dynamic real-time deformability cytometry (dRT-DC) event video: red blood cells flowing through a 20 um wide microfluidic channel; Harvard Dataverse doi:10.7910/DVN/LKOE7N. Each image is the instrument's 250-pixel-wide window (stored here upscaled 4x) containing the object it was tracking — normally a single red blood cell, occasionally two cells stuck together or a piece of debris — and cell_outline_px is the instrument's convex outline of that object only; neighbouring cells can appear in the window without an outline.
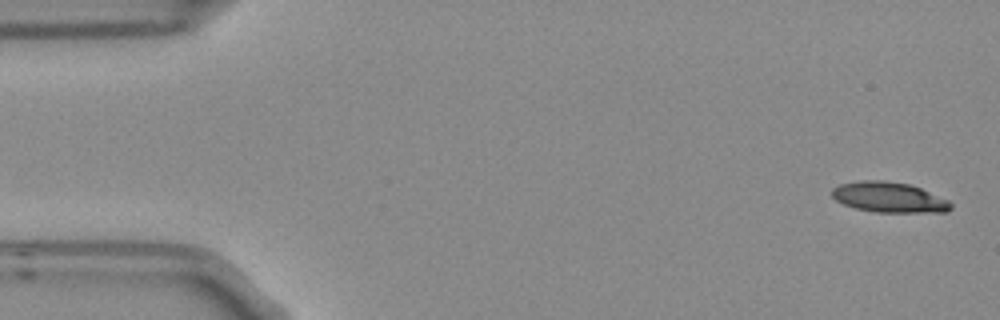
{"species": "Egyptian fruit bat (a non-hibernating species)", "species_latin": "Rousettus aegyptiacus", "temperature_condition": "room temperature", "stored_images_in_passage": 4, "camera_frame_rate_fps": 3000, "um_per_image_px": 0.085, "frame": {"image": 1, "passage_image": 1, "time_ms": 0.0, "image_size_px": [1000, 320], "cell_outline_px": [[952, 208], [948, 212], [876, 212], [856, 208], [844, 204], [836, 200], [832, 196], [832, 188], [840, 184], [860, 180], [884, 180], [912, 184], [948, 200], [952, 204]], "centroid_in_image_um": [75.58, 16.76], "position_along_channel_um": 9.4, "area_um2": 21.1}}
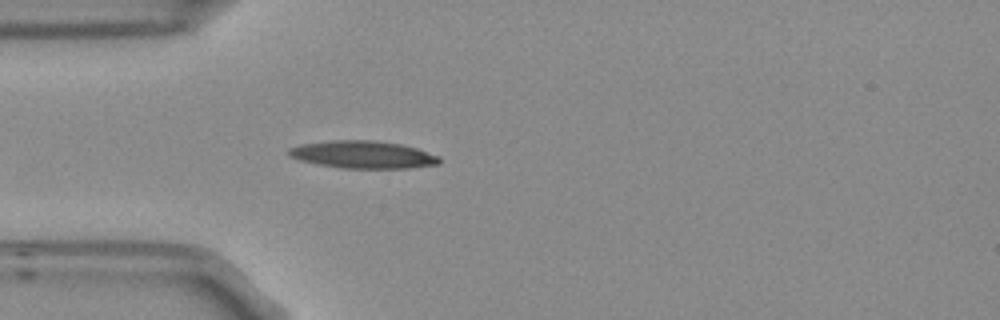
{"frame": {"image": 2, "passage_image": 4, "time_ms": 1.0, "image_size_px": [1000, 320], "cell_outline_px": [[440, 164], [408, 168], [340, 168], [300, 160], [288, 156], [288, 148], [300, 144], [332, 140], [376, 140], [400, 144], [416, 148], [440, 156]], "centroid_in_image_um": [30.85, 13.14], "position_along_channel_um": 54.2, "area_um2": 24.16}}